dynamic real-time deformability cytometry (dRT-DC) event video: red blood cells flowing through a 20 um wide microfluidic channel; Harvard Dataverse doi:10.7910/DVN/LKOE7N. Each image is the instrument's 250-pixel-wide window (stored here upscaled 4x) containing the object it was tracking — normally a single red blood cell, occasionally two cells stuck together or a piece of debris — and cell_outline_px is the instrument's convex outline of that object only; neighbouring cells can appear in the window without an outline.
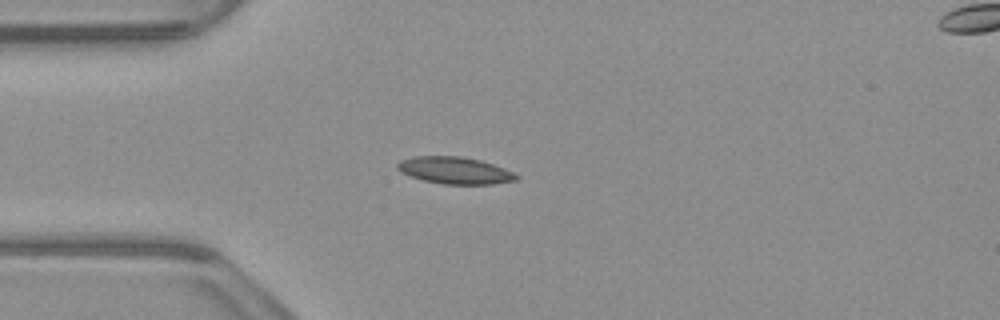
{"species": "common noctule bat (a hibernating species)", "species_latin": "Nyctalus noctula", "temperature_condition": "warm", "stored_images_in_passage": 40, "camera_frame_rate_fps": 3000, "um_per_image_px": 0.085, "animal": {"sex": "male", "body_mass_g": 23.1, "forearm_length_mm": 52.7}, "frame": {"image": 1, "passage_image": 1, "time_ms": 0.0, "image_size_px": [1000, 320], "cell_outline_px": [[520, 176], [516, 180], [492, 184], [444, 184], [424, 180], [400, 172], [396, 168], [396, 164], [400, 160], [416, 156], [460, 156], [480, 160], [504, 168]], "centroid_in_image_um": [38.65, 14.48], "position_along_channel_um": 46.4, "area_um2": 18.55}}
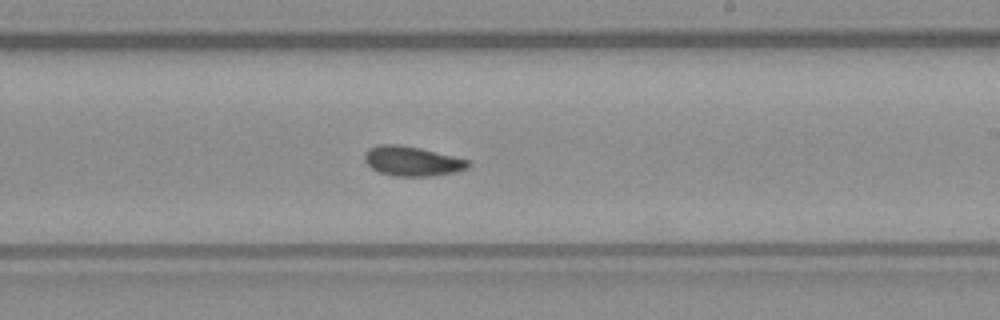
{"frame": {"image": 2, "passage_image": 18, "time_ms": 5.667, "image_size_px": [1000, 320], "cell_outline_px": [[472, 164], [468, 168], [456, 172], [432, 176], [396, 176], [380, 172], [372, 168], [364, 160], [364, 152], [368, 148], [380, 144], [400, 144], [420, 148], [468, 160]], "centroid_in_image_um": [35.02, 13.69], "position_along_channel_um": 254.0, "area_um2": 17.92}}
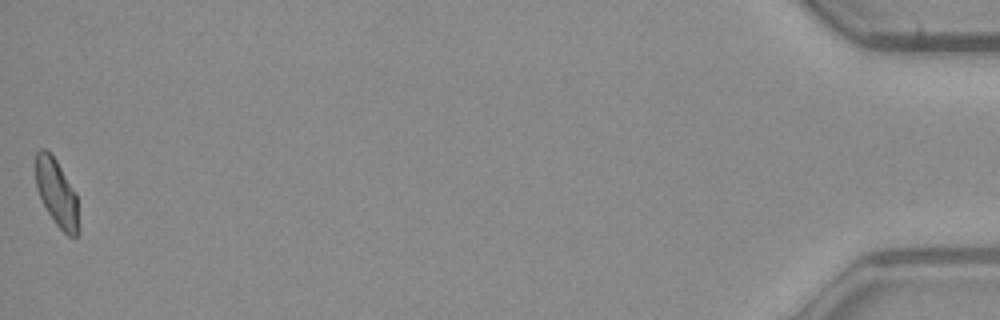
{"frame": {"image": 3, "passage_image": 40, "time_ms": 13.0, "image_size_px": [1000, 320], "cell_outline_px": [[80, 232], [76, 236], [68, 236], [56, 224], [48, 212], [36, 188], [36, 152], [40, 148], [44, 148], [56, 160], [76, 192], [80, 228]], "centroid_in_image_um": [4.85, 16.43], "position_along_channel_um": 430.3, "area_um2": 16.82}, "authors_computed_cell_mechanics": {"area_um2": 17.5712, "velocity_mm_per_s": 3.8875, "shape_relaxation_time_tau1_ms": 5.1353, "shape_relaxation_time_tau2_ms": 3.7398, "deformation_change_tau1": 0.1409, "deformation_change_tau2": 0.0737}}